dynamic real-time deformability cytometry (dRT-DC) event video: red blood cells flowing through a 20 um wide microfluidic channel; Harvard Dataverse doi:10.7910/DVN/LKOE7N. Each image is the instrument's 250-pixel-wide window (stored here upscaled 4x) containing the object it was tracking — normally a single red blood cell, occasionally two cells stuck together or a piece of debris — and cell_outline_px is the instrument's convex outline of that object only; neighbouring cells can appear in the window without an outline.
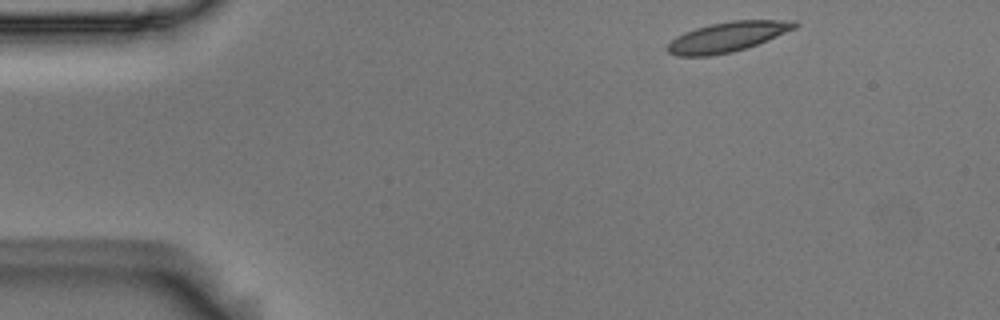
{"species": "Egyptian fruit bat (a non-hibernating species)", "species_latin": "Rousettus aegyptiacus", "temperature_condition": "room temperature", "stored_images_in_passage": 3, "camera_frame_rate_fps": 3000, "um_per_image_px": 0.085, "animal": {"sex": "male"}, "frame": {"image": 1, "passage_image": 1, "time_ms": 0.0, "image_size_px": [1000, 320], "cell_outline_px": [[800, 24], [796, 28], [756, 44], [732, 52], [708, 56], [676, 56], [668, 52], [664, 48], [676, 36], [684, 32], [708, 24], [732, 20], [796, 20]], "centroid_in_image_um": [61.8, 3.12], "position_along_channel_um": 23.2, "area_um2": 22.2}}